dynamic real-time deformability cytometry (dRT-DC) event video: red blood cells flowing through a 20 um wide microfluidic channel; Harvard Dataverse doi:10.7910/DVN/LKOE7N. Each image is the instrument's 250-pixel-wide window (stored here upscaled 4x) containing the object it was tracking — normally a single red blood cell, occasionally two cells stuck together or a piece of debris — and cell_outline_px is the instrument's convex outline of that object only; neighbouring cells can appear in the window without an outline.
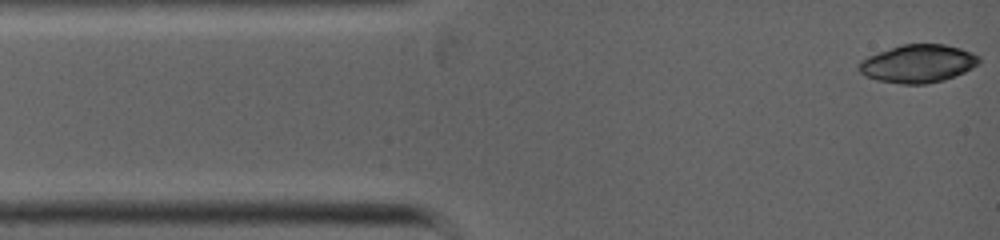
{"species": "common noctule bat (a hibernating species)", "species_latin": "Nyctalus noctula", "temperature_condition": "warm", "stored_images_in_passage": 6, "camera_frame_rate_fps": 5000, "um_per_image_px": 0.085, "animal": {"sex": "female", "body_mass_g": 19.0, "forearm_length_mm": 53.3}, "frame": {"image": 1, "passage_image": 1, "time_ms": 0.0, "image_size_px": [1000, 240], "cell_outline_px": [[980, 64], [964, 72], [944, 80], [928, 84], [900, 84], [876, 80], [864, 76], [856, 68], [860, 60], [868, 56], [904, 44], [944, 44], [960, 48], [972, 52], [980, 56]], "centroid_in_image_um": [78.03, 5.42], "position_along_channel_um": 7.0, "area_um2": 26.76}}
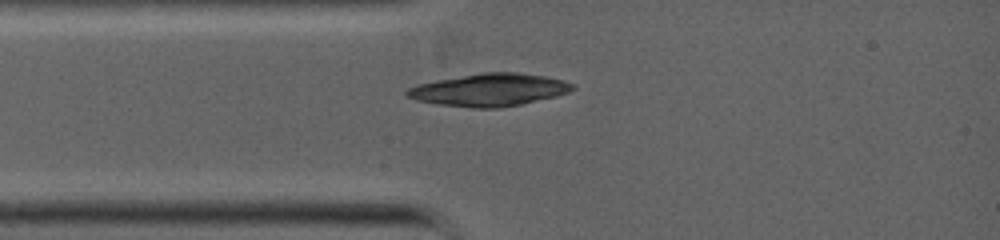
{"frame": {"image": 2, "passage_image": 6, "time_ms": 2.0, "image_size_px": [1000, 240], "cell_outline_px": [[576, 88], [568, 92], [556, 96], [520, 104], [500, 108], [476, 108], [440, 104], [416, 100], [408, 96], [404, 92], [408, 88], [420, 84], [436, 80], [484, 72], [516, 72], [544, 76], [560, 80], [572, 84]], "centroid_in_image_um": [41.59, 7.64], "position_along_channel_um": 43.4, "area_um2": 30.92}}